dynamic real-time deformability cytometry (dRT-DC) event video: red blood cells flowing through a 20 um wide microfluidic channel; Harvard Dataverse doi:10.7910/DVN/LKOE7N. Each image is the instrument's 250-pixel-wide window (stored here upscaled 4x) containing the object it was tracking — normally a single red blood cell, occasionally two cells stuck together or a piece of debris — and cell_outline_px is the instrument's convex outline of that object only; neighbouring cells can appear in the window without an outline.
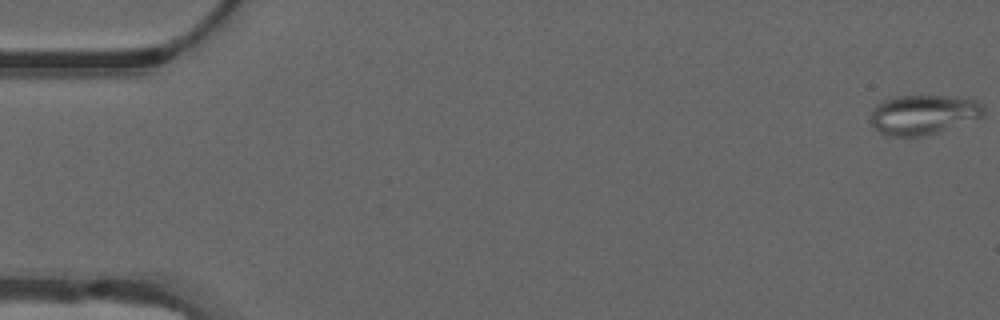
{"species": "common noctule bat (a hibernating species)", "species_latin": "Nyctalus noctula", "temperature_condition": "warm", "stored_images_in_passage": 15, "camera_frame_rate_fps": 3000, "um_per_image_px": 0.085, "animal": {"sex": "male", "forearm_length_mm": 52.5}, "frame": {"image": 1, "passage_image": 1, "time_ms": 0.0, "image_size_px": [1000, 320], "cell_outline_px": [[984, 116], [940, 132], [924, 136], [888, 136], [872, 128], [868, 120], [872, 108], [876, 104], [892, 96], [956, 96], [976, 100], [984, 104]], "centroid_in_image_um": [78.45, 9.74], "position_along_channel_um": 6.6, "area_um2": 26.76}}